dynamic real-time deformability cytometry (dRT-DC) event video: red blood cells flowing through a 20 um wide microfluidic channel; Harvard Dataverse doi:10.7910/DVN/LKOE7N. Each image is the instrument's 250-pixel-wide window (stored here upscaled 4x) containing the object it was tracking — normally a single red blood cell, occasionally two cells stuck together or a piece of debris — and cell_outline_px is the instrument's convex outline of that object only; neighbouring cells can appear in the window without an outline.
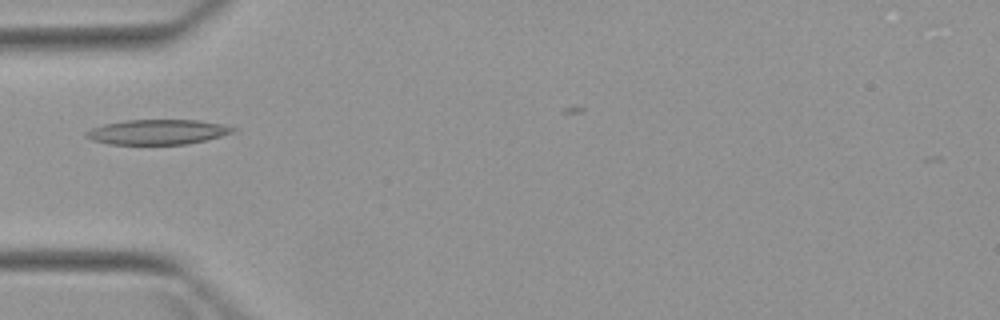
{"species": "Egyptian fruit bat (a non-hibernating species)", "species_latin": "Rousettus aegyptiacus", "temperature_condition": "warm", "stored_images_in_passage": 4, "camera_frame_rate_fps": 3000, "um_per_image_px": 0.085, "animal": {"sex": "female"}, "frame": {"image": 1, "passage_image": 4, "time_ms": 3.667, "image_size_px": [1000, 320], "cell_outline_px": [[240, 132], [204, 140], [184, 144], [108, 144], [92, 140], [84, 136], [84, 132], [92, 128], [104, 124], [124, 120], [200, 120], [220, 124], [236, 128]], "centroid_in_image_um": [13.4, 11.21], "position_along_channel_um": 71.6, "area_um2": 21.44}}